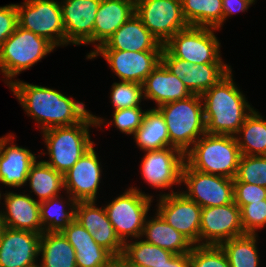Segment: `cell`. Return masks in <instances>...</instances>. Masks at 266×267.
<instances>
[{
    "label": "cell",
    "mask_w": 266,
    "mask_h": 267,
    "mask_svg": "<svg viewBox=\"0 0 266 267\" xmlns=\"http://www.w3.org/2000/svg\"><path fill=\"white\" fill-rule=\"evenodd\" d=\"M164 117L170 147L184 154L206 133L204 106L201 95L162 104L156 108Z\"/></svg>",
    "instance_id": "cell-5"
},
{
    "label": "cell",
    "mask_w": 266,
    "mask_h": 267,
    "mask_svg": "<svg viewBox=\"0 0 266 267\" xmlns=\"http://www.w3.org/2000/svg\"><path fill=\"white\" fill-rule=\"evenodd\" d=\"M54 49L46 38L17 26L0 46V72L6 78L7 86L15 81L16 75L30 69Z\"/></svg>",
    "instance_id": "cell-6"
},
{
    "label": "cell",
    "mask_w": 266,
    "mask_h": 267,
    "mask_svg": "<svg viewBox=\"0 0 266 267\" xmlns=\"http://www.w3.org/2000/svg\"><path fill=\"white\" fill-rule=\"evenodd\" d=\"M164 46L134 13L108 40L95 50L162 51Z\"/></svg>",
    "instance_id": "cell-21"
},
{
    "label": "cell",
    "mask_w": 266,
    "mask_h": 267,
    "mask_svg": "<svg viewBox=\"0 0 266 267\" xmlns=\"http://www.w3.org/2000/svg\"><path fill=\"white\" fill-rule=\"evenodd\" d=\"M96 201H80L76 205L75 219L92 235L95 242L120 260L124 243L116 235L105 207H96Z\"/></svg>",
    "instance_id": "cell-18"
},
{
    "label": "cell",
    "mask_w": 266,
    "mask_h": 267,
    "mask_svg": "<svg viewBox=\"0 0 266 267\" xmlns=\"http://www.w3.org/2000/svg\"><path fill=\"white\" fill-rule=\"evenodd\" d=\"M161 62L177 76L190 91L191 63L174 57L165 47L162 50Z\"/></svg>",
    "instance_id": "cell-42"
},
{
    "label": "cell",
    "mask_w": 266,
    "mask_h": 267,
    "mask_svg": "<svg viewBox=\"0 0 266 267\" xmlns=\"http://www.w3.org/2000/svg\"><path fill=\"white\" fill-rule=\"evenodd\" d=\"M40 267H77L75 249L61 232H43L40 237Z\"/></svg>",
    "instance_id": "cell-27"
},
{
    "label": "cell",
    "mask_w": 266,
    "mask_h": 267,
    "mask_svg": "<svg viewBox=\"0 0 266 267\" xmlns=\"http://www.w3.org/2000/svg\"><path fill=\"white\" fill-rule=\"evenodd\" d=\"M233 182H245L266 188V156L241 155Z\"/></svg>",
    "instance_id": "cell-36"
},
{
    "label": "cell",
    "mask_w": 266,
    "mask_h": 267,
    "mask_svg": "<svg viewBox=\"0 0 266 267\" xmlns=\"http://www.w3.org/2000/svg\"><path fill=\"white\" fill-rule=\"evenodd\" d=\"M28 116L41 127L72 126L82 122L91 112L85 104L60 93L56 89L16 80L9 86Z\"/></svg>",
    "instance_id": "cell-1"
},
{
    "label": "cell",
    "mask_w": 266,
    "mask_h": 267,
    "mask_svg": "<svg viewBox=\"0 0 266 267\" xmlns=\"http://www.w3.org/2000/svg\"><path fill=\"white\" fill-rule=\"evenodd\" d=\"M141 150H160L170 147L169 133L162 114L153 107L147 109L142 125L133 135Z\"/></svg>",
    "instance_id": "cell-28"
},
{
    "label": "cell",
    "mask_w": 266,
    "mask_h": 267,
    "mask_svg": "<svg viewBox=\"0 0 266 267\" xmlns=\"http://www.w3.org/2000/svg\"><path fill=\"white\" fill-rule=\"evenodd\" d=\"M233 192L234 202L239 208L266 199L265 187L245 182H233Z\"/></svg>",
    "instance_id": "cell-41"
},
{
    "label": "cell",
    "mask_w": 266,
    "mask_h": 267,
    "mask_svg": "<svg viewBox=\"0 0 266 267\" xmlns=\"http://www.w3.org/2000/svg\"><path fill=\"white\" fill-rule=\"evenodd\" d=\"M5 228L6 226H5L4 218L2 215V211H0V239Z\"/></svg>",
    "instance_id": "cell-46"
},
{
    "label": "cell",
    "mask_w": 266,
    "mask_h": 267,
    "mask_svg": "<svg viewBox=\"0 0 266 267\" xmlns=\"http://www.w3.org/2000/svg\"><path fill=\"white\" fill-rule=\"evenodd\" d=\"M134 13L135 0H101L94 22V50H91L86 57L88 58L95 48L103 45Z\"/></svg>",
    "instance_id": "cell-24"
},
{
    "label": "cell",
    "mask_w": 266,
    "mask_h": 267,
    "mask_svg": "<svg viewBox=\"0 0 266 267\" xmlns=\"http://www.w3.org/2000/svg\"><path fill=\"white\" fill-rule=\"evenodd\" d=\"M231 70L230 65L226 63H191L190 92L192 94L202 95Z\"/></svg>",
    "instance_id": "cell-35"
},
{
    "label": "cell",
    "mask_w": 266,
    "mask_h": 267,
    "mask_svg": "<svg viewBox=\"0 0 266 267\" xmlns=\"http://www.w3.org/2000/svg\"><path fill=\"white\" fill-rule=\"evenodd\" d=\"M256 0H222L223 23L234 13L245 12Z\"/></svg>",
    "instance_id": "cell-44"
},
{
    "label": "cell",
    "mask_w": 266,
    "mask_h": 267,
    "mask_svg": "<svg viewBox=\"0 0 266 267\" xmlns=\"http://www.w3.org/2000/svg\"><path fill=\"white\" fill-rule=\"evenodd\" d=\"M244 234L241 211L234 201L221 206L202 208L199 245H220Z\"/></svg>",
    "instance_id": "cell-13"
},
{
    "label": "cell",
    "mask_w": 266,
    "mask_h": 267,
    "mask_svg": "<svg viewBox=\"0 0 266 267\" xmlns=\"http://www.w3.org/2000/svg\"><path fill=\"white\" fill-rule=\"evenodd\" d=\"M189 26L220 29L223 25L222 0H181Z\"/></svg>",
    "instance_id": "cell-31"
},
{
    "label": "cell",
    "mask_w": 266,
    "mask_h": 267,
    "mask_svg": "<svg viewBox=\"0 0 266 267\" xmlns=\"http://www.w3.org/2000/svg\"><path fill=\"white\" fill-rule=\"evenodd\" d=\"M7 135L0 137V183L14 188L26 186L28 173L37 158L31 150L14 145L12 134Z\"/></svg>",
    "instance_id": "cell-20"
},
{
    "label": "cell",
    "mask_w": 266,
    "mask_h": 267,
    "mask_svg": "<svg viewBox=\"0 0 266 267\" xmlns=\"http://www.w3.org/2000/svg\"><path fill=\"white\" fill-rule=\"evenodd\" d=\"M94 145L64 175V190L77 202L96 201L102 167Z\"/></svg>",
    "instance_id": "cell-16"
},
{
    "label": "cell",
    "mask_w": 266,
    "mask_h": 267,
    "mask_svg": "<svg viewBox=\"0 0 266 267\" xmlns=\"http://www.w3.org/2000/svg\"><path fill=\"white\" fill-rule=\"evenodd\" d=\"M162 51L95 50L87 59L101 55L121 81L143 84L161 62Z\"/></svg>",
    "instance_id": "cell-15"
},
{
    "label": "cell",
    "mask_w": 266,
    "mask_h": 267,
    "mask_svg": "<svg viewBox=\"0 0 266 267\" xmlns=\"http://www.w3.org/2000/svg\"><path fill=\"white\" fill-rule=\"evenodd\" d=\"M154 267H190V252L184 254H175L166 263H159Z\"/></svg>",
    "instance_id": "cell-45"
},
{
    "label": "cell",
    "mask_w": 266,
    "mask_h": 267,
    "mask_svg": "<svg viewBox=\"0 0 266 267\" xmlns=\"http://www.w3.org/2000/svg\"><path fill=\"white\" fill-rule=\"evenodd\" d=\"M145 236V237H144ZM142 238L145 242L161 247L173 254L189 253L194 246L184 235L169 225L157 212L146 218Z\"/></svg>",
    "instance_id": "cell-26"
},
{
    "label": "cell",
    "mask_w": 266,
    "mask_h": 267,
    "mask_svg": "<svg viewBox=\"0 0 266 267\" xmlns=\"http://www.w3.org/2000/svg\"><path fill=\"white\" fill-rule=\"evenodd\" d=\"M61 233L75 249L77 267H109L116 260L76 219Z\"/></svg>",
    "instance_id": "cell-23"
},
{
    "label": "cell",
    "mask_w": 266,
    "mask_h": 267,
    "mask_svg": "<svg viewBox=\"0 0 266 267\" xmlns=\"http://www.w3.org/2000/svg\"><path fill=\"white\" fill-rule=\"evenodd\" d=\"M240 157L235 136L205 133L185 153V163L203 173L234 179Z\"/></svg>",
    "instance_id": "cell-4"
},
{
    "label": "cell",
    "mask_w": 266,
    "mask_h": 267,
    "mask_svg": "<svg viewBox=\"0 0 266 267\" xmlns=\"http://www.w3.org/2000/svg\"><path fill=\"white\" fill-rule=\"evenodd\" d=\"M175 254L156 245L140 241H126L120 261L126 267H154L159 263H166Z\"/></svg>",
    "instance_id": "cell-33"
},
{
    "label": "cell",
    "mask_w": 266,
    "mask_h": 267,
    "mask_svg": "<svg viewBox=\"0 0 266 267\" xmlns=\"http://www.w3.org/2000/svg\"><path fill=\"white\" fill-rule=\"evenodd\" d=\"M109 267H126L120 260H115Z\"/></svg>",
    "instance_id": "cell-47"
},
{
    "label": "cell",
    "mask_w": 266,
    "mask_h": 267,
    "mask_svg": "<svg viewBox=\"0 0 266 267\" xmlns=\"http://www.w3.org/2000/svg\"><path fill=\"white\" fill-rule=\"evenodd\" d=\"M105 119L90 113L72 126L52 127L42 131L49 160H43L63 175L94 145L89 127H100Z\"/></svg>",
    "instance_id": "cell-3"
},
{
    "label": "cell",
    "mask_w": 266,
    "mask_h": 267,
    "mask_svg": "<svg viewBox=\"0 0 266 267\" xmlns=\"http://www.w3.org/2000/svg\"><path fill=\"white\" fill-rule=\"evenodd\" d=\"M181 183L188 188L181 192L202 208L221 206L234 201L231 178L203 173L184 163Z\"/></svg>",
    "instance_id": "cell-11"
},
{
    "label": "cell",
    "mask_w": 266,
    "mask_h": 267,
    "mask_svg": "<svg viewBox=\"0 0 266 267\" xmlns=\"http://www.w3.org/2000/svg\"><path fill=\"white\" fill-rule=\"evenodd\" d=\"M257 234H244L220 244L230 267H259Z\"/></svg>",
    "instance_id": "cell-34"
},
{
    "label": "cell",
    "mask_w": 266,
    "mask_h": 267,
    "mask_svg": "<svg viewBox=\"0 0 266 267\" xmlns=\"http://www.w3.org/2000/svg\"><path fill=\"white\" fill-rule=\"evenodd\" d=\"M68 199L66 204L63 197L58 195L40 202V220L44 232H62L75 220L77 201L69 194ZM68 206L70 209L66 210Z\"/></svg>",
    "instance_id": "cell-32"
},
{
    "label": "cell",
    "mask_w": 266,
    "mask_h": 267,
    "mask_svg": "<svg viewBox=\"0 0 266 267\" xmlns=\"http://www.w3.org/2000/svg\"><path fill=\"white\" fill-rule=\"evenodd\" d=\"M201 97L208 134L237 135L254 110L234 83L232 70Z\"/></svg>",
    "instance_id": "cell-2"
},
{
    "label": "cell",
    "mask_w": 266,
    "mask_h": 267,
    "mask_svg": "<svg viewBox=\"0 0 266 267\" xmlns=\"http://www.w3.org/2000/svg\"><path fill=\"white\" fill-rule=\"evenodd\" d=\"M18 26L46 38L55 47L65 45V29L60 2L24 0L16 4Z\"/></svg>",
    "instance_id": "cell-8"
},
{
    "label": "cell",
    "mask_w": 266,
    "mask_h": 267,
    "mask_svg": "<svg viewBox=\"0 0 266 267\" xmlns=\"http://www.w3.org/2000/svg\"><path fill=\"white\" fill-rule=\"evenodd\" d=\"M113 120L108 121L107 125L112 123L124 134L134 135L142 125L143 117L146 111L141 107H131L113 111Z\"/></svg>",
    "instance_id": "cell-40"
},
{
    "label": "cell",
    "mask_w": 266,
    "mask_h": 267,
    "mask_svg": "<svg viewBox=\"0 0 266 267\" xmlns=\"http://www.w3.org/2000/svg\"><path fill=\"white\" fill-rule=\"evenodd\" d=\"M235 137L241 155L266 156V119L256 109L246 118Z\"/></svg>",
    "instance_id": "cell-29"
},
{
    "label": "cell",
    "mask_w": 266,
    "mask_h": 267,
    "mask_svg": "<svg viewBox=\"0 0 266 267\" xmlns=\"http://www.w3.org/2000/svg\"><path fill=\"white\" fill-rule=\"evenodd\" d=\"M190 267H230L220 245H195L190 251Z\"/></svg>",
    "instance_id": "cell-38"
},
{
    "label": "cell",
    "mask_w": 266,
    "mask_h": 267,
    "mask_svg": "<svg viewBox=\"0 0 266 267\" xmlns=\"http://www.w3.org/2000/svg\"><path fill=\"white\" fill-rule=\"evenodd\" d=\"M135 14L162 45L189 27L181 0H135Z\"/></svg>",
    "instance_id": "cell-10"
},
{
    "label": "cell",
    "mask_w": 266,
    "mask_h": 267,
    "mask_svg": "<svg viewBox=\"0 0 266 267\" xmlns=\"http://www.w3.org/2000/svg\"><path fill=\"white\" fill-rule=\"evenodd\" d=\"M141 161V176L156 189H170L181 185L185 154L174 147L144 151Z\"/></svg>",
    "instance_id": "cell-14"
},
{
    "label": "cell",
    "mask_w": 266,
    "mask_h": 267,
    "mask_svg": "<svg viewBox=\"0 0 266 267\" xmlns=\"http://www.w3.org/2000/svg\"><path fill=\"white\" fill-rule=\"evenodd\" d=\"M41 234L6 227L0 239V267H33L39 256Z\"/></svg>",
    "instance_id": "cell-19"
},
{
    "label": "cell",
    "mask_w": 266,
    "mask_h": 267,
    "mask_svg": "<svg viewBox=\"0 0 266 267\" xmlns=\"http://www.w3.org/2000/svg\"><path fill=\"white\" fill-rule=\"evenodd\" d=\"M144 99L162 104L185 99L192 95L184 83L160 62L142 84Z\"/></svg>",
    "instance_id": "cell-25"
},
{
    "label": "cell",
    "mask_w": 266,
    "mask_h": 267,
    "mask_svg": "<svg viewBox=\"0 0 266 267\" xmlns=\"http://www.w3.org/2000/svg\"><path fill=\"white\" fill-rule=\"evenodd\" d=\"M153 196L130 187L105 206L116 235L125 243L129 237L140 239Z\"/></svg>",
    "instance_id": "cell-7"
},
{
    "label": "cell",
    "mask_w": 266,
    "mask_h": 267,
    "mask_svg": "<svg viewBox=\"0 0 266 267\" xmlns=\"http://www.w3.org/2000/svg\"><path fill=\"white\" fill-rule=\"evenodd\" d=\"M240 211L245 234H257L258 229L266 226V199L243 205Z\"/></svg>",
    "instance_id": "cell-39"
},
{
    "label": "cell",
    "mask_w": 266,
    "mask_h": 267,
    "mask_svg": "<svg viewBox=\"0 0 266 267\" xmlns=\"http://www.w3.org/2000/svg\"><path fill=\"white\" fill-rule=\"evenodd\" d=\"M110 94L114 110L140 107L141 99H144L142 84L136 82H114Z\"/></svg>",
    "instance_id": "cell-37"
},
{
    "label": "cell",
    "mask_w": 266,
    "mask_h": 267,
    "mask_svg": "<svg viewBox=\"0 0 266 267\" xmlns=\"http://www.w3.org/2000/svg\"><path fill=\"white\" fill-rule=\"evenodd\" d=\"M101 0H63L60 2L65 29V46L93 44L94 22Z\"/></svg>",
    "instance_id": "cell-17"
},
{
    "label": "cell",
    "mask_w": 266,
    "mask_h": 267,
    "mask_svg": "<svg viewBox=\"0 0 266 267\" xmlns=\"http://www.w3.org/2000/svg\"><path fill=\"white\" fill-rule=\"evenodd\" d=\"M36 196L38 202L49 200L52 197L60 195L61 189H64L63 174L56 171L44 161H35L28 173L27 182Z\"/></svg>",
    "instance_id": "cell-30"
},
{
    "label": "cell",
    "mask_w": 266,
    "mask_h": 267,
    "mask_svg": "<svg viewBox=\"0 0 266 267\" xmlns=\"http://www.w3.org/2000/svg\"><path fill=\"white\" fill-rule=\"evenodd\" d=\"M3 196L5 210L3 209L2 215L6 227L38 234L44 232L40 220V202L24 193L22 195L10 191Z\"/></svg>",
    "instance_id": "cell-22"
},
{
    "label": "cell",
    "mask_w": 266,
    "mask_h": 267,
    "mask_svg": "<svg viewBox=\"0 0 266 267\" xmlns=\"http://www.w3.org/2000/svg\"><path fill=\"white\" fill-rule=\"evenodd\" d=\"M215 28L195 27L177 32L163 46L174 56L192 64L224 63Z\"/></svg>",
    "instance_id": "cell-9"
},
{
    "label": "cell",
    "mask_w": 266,
    "mask_h": 267,
    "mask_svg": "<svg viewBox=\"0 0 266 267\" xmlns=\"http://www.w3.org/2000/svg\"><path fill=\"white\" fill-rule=\"evenodd\" d=\"M156 212L174 229L184 235L194 246L199 245L201 224L200 207L181 191L159 195Z\"/></svg>",
    "instance_id": "cell-12"
},
{
    "label": "cell",
    "mask_w": 266,
    "mask_h": 267,
    "mask_svg": "<svg viewBox=\"0 0 266 267\" xmlns=\"http://www.w3.org/2000/svg\"><path fill=\"white\" fill-rule=\"evenodd\" d=\"M17 26L16 4L0 6V46L14 33Z\"/></svg>",
    "instance_id": "cell-43"
}]
</instances>
